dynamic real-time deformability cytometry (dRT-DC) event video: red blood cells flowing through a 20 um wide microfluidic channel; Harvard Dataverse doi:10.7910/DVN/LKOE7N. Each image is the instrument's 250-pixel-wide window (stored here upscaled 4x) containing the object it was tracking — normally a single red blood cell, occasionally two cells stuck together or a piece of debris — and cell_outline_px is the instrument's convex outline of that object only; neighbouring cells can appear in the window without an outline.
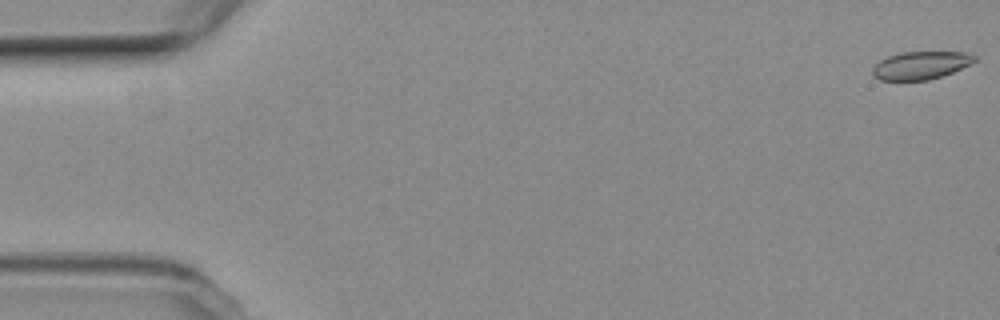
{"species": "common noctule bat (a hibernating species)", "species_latin": "Nyctalus noctula", "temperature_condition": "room temperature", "stored_images_in_passage": 55, "camera_frame_rate_fps": 3000, "um_per_image_px": 0.085, "animal": {"sex": "female", "body_mass_g": 19.3, "forearm_length_mm": 54.1}, "frame": {"image": 1, "passage_image": 1, "time_ms": 0.0, "image_size_px": [1000, 320], "cell_outline_px": [[976, 60], [952, 72], [928, 80], [880, 80], [872, 76], [872, 68], [880, 60], [888, 56], [900, 52], [968, 52], [976, 56]], "centroid_in_image_um": [78.22, 5.55], "position_along_channel_um": 6.8, "area_um2": 16.47}}
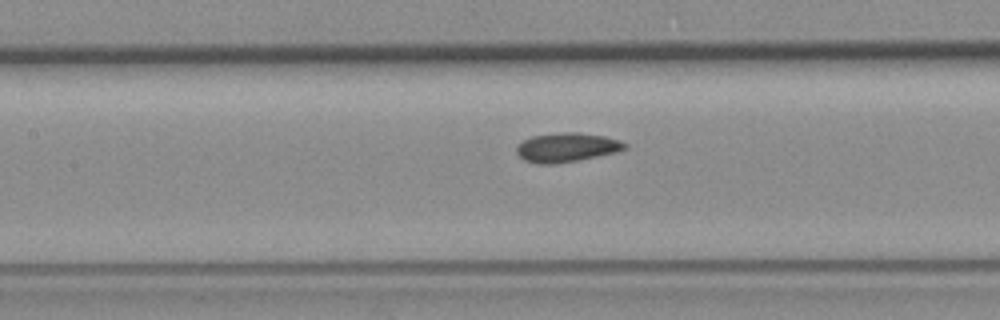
{"frame": {"image": 2, "passage_image": 25, "time_ms": 8.0, "image_size_px": [1000, 320], "cell_outline_px": [[628, 148], [616, 152], [576, 160], [552, 164], [536, 164], [524, 160], [516, 152], [516, 148], [524, 140], [532, 136], [560, 132], [576, 132], [604, 136], [620, 140], [628, 144]], "centroid_in_image_um": [48.18, 12.52], "position_along_channel_um": 159.2, "area_um2": 18.26}}
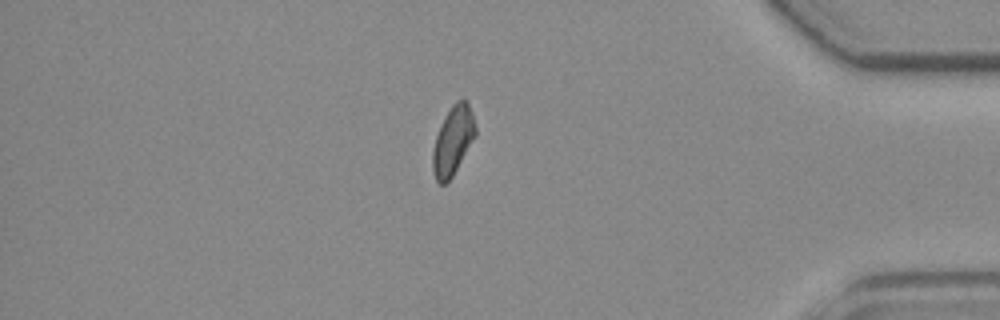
{"frame": {"image": 3, "passage_image": 47, "time_ms": 15.333, "image_size_px": [1000, 320], "cell_outline_px": [[476, 136], [452, 176], [444, 184], [440, 184], [436, 180], [432, 172], [432, 152], [436, 136], [440, 124], [452, 104], [456, 100], [464, 100], [468, 104], [472, 112], [476, 128]], "centroid_in_image_um": [38.49, 11.95], "position_along_channel_um": 396.7, "area_um2": 17.05}, "authors_computed_cell_mechanics": {"area_um2": 17.5134, "velocity_mm_per_s": 3.7478, "shape_relaxation_time_tau1_ms": null, "shape_relaxation_time_tau2_ms": 3.1305, "deformation_change_tau1": null, "deformation_change_tau2": 0.0935}}